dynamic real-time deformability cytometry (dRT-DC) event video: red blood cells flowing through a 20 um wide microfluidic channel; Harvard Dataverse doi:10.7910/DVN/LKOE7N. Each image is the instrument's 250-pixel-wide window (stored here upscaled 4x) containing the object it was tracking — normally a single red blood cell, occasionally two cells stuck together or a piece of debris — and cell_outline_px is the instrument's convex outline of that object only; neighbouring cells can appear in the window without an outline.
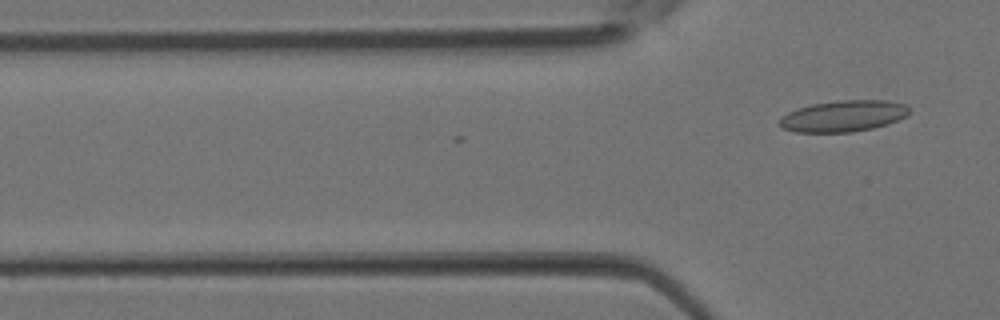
{"species": "Egyptian fruit bat (a non-hibernating species)", "species_latin": "Rousettus aegyptiacus", "temperature_condition": "room temperature", "stored_images_in_passage": 5, "camera_frame_rate_fps": 3000, "um_per_image_px": 0.085, "animal": {"sex": "female"}, "frame": {"image": 1, "passage_image": 5, "time_ms": 1.333, "image_size_px": [1000, 320], "cell_outline_px": [[908, 116], [888, 124], [872, 128], [852, 132], [796, 132], [780, 128], [780, 116], [788, 112], [812, 104], [840, 100], [888, 100], [904, 104], [908, 108]], "centroid_in_image_um": [71.68, 9.87], "position_along_channel_um": 54.1, "area_um2": 23.64}}